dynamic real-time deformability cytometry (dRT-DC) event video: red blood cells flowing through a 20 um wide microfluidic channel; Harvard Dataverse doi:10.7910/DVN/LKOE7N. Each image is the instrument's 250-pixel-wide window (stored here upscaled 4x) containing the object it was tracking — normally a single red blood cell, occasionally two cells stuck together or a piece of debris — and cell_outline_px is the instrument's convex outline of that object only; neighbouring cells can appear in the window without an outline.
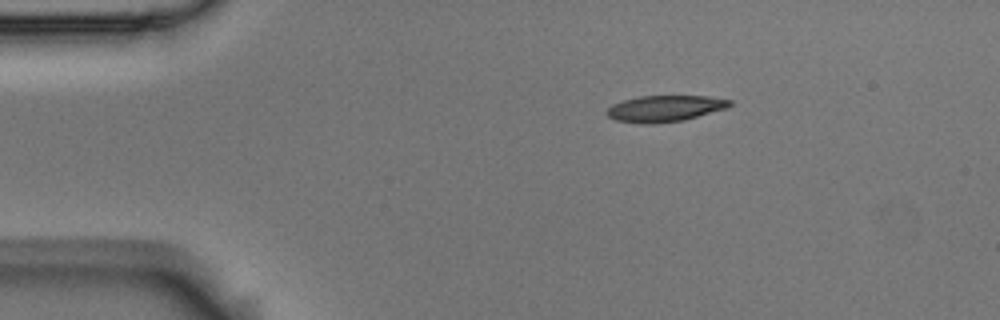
{"species": "Egyptian fruit bat (a non-hibernating species)", "species_latin": "Rousettus aegyptiacus", "temperature_condition": "room temperature", "stored_images_in_passage": 2, "camera_frame_rate_fps": 3000, "um_per_image_px": 0.085, "animal": {"sex": "male"}, "frame": {"image": 1, "passage_image": 1, "time_ms": 0.0, "image_size_px": [1000, 320], "cell_outline_px": [[732, 104], [728, 108], [684, 120], [652, 124], [644, 124], [616, 120], [608, 116], [604, 112], [612, 104], [624, 100], [640, 96], [708, 96], [732, 100]], "centroid_in_image_um": [56.52, 9.22], "position_along_channel_um": 28.5, "area_um2": 18.9}}